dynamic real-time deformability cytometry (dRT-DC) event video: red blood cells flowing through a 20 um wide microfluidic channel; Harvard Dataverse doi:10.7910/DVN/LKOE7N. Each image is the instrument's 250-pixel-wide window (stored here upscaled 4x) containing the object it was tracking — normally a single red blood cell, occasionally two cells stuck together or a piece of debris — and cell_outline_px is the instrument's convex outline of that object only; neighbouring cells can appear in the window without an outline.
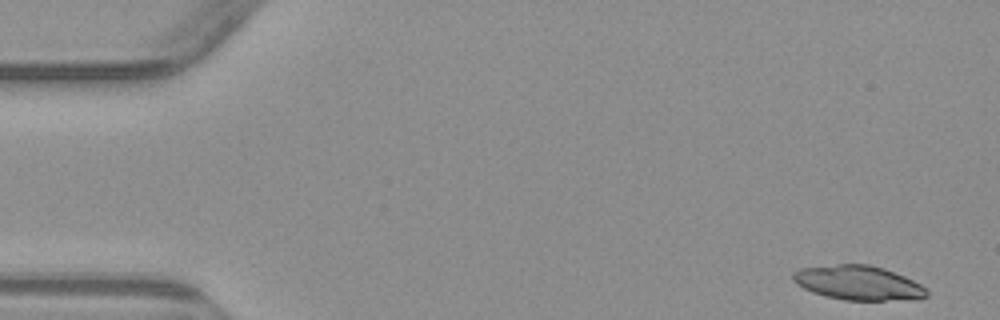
{"species": "common noctule bat (a hibernating species)", "species_latin": "Nyctalus noctula", "temperature_condition": "warm", "stored_images_in_passage": 4, "camera_frame_rate_fps": 3000, "um_per_image_px": 0.085, "animal": {"sex": "male", "body_mass_g": 23.1, "forearm_length_mm": 52.7}, "frame": {"image": 1, "passage_image": 1, "time_ms": 0.0, "image_size_px": [1000, 320], "cell_outline_px": [[928, 296], [920, 300], [844, 300], [824, 296], [812, 292], [796, 284], [792, 280], [792, 272], [800, 268], [836, 264], [868, 264], [884, 268], [904, 276], [920, 284], [928, 292]], "centroid_in_image_um": [72.95, 24.05], "position_along_channel_um": 12.1, "area_um2": 27.05}}